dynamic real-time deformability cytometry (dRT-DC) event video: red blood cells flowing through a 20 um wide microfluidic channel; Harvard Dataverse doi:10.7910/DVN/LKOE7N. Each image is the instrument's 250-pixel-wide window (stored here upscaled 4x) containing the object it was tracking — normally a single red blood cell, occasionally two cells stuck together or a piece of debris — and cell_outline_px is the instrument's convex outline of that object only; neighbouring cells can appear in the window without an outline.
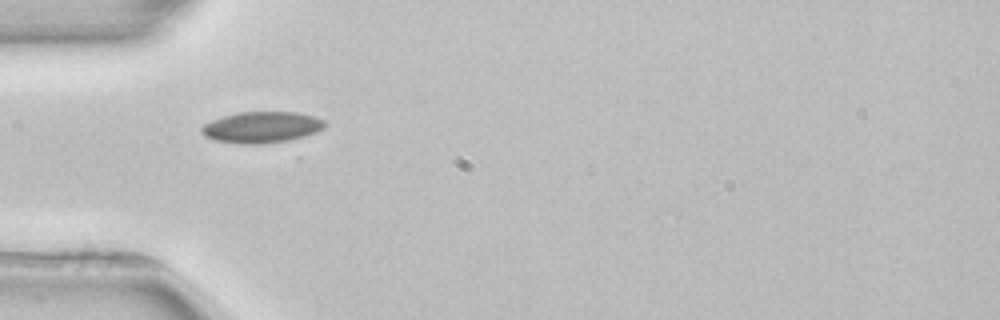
{"species": "common noctule bat (a hibernating species)", "species_latin": "Nyctalus noctula", "temperature_condition": "room temperature", "stored_images_in_passage": 8, "camera_frame_rate_fps": 3000, "um_per_image_px": 0.085, "animal": {"sex": "female", "body_mass_g": 22.7, "forearm_length_mm": 54.2}, "frame": {"image": 1, "passage_image": 5, "time_ms": 6.0, "image_size_px": [1000, 320], "cell_outline_px": [[328, 124], [324, 128], [316, 132], [296, 140], [260, 144], [240, 144], [216, 140], [204, 136], [200, 132], [200, 128], [204, 124], [212, 120], [224, 116], [240, 112], [296, 112], [316, 116], [324, 120]], "centroid_in_image_um": [22.29, 10.82], "position_along_channel_um": 62.7, "area_um2": 22.77}}